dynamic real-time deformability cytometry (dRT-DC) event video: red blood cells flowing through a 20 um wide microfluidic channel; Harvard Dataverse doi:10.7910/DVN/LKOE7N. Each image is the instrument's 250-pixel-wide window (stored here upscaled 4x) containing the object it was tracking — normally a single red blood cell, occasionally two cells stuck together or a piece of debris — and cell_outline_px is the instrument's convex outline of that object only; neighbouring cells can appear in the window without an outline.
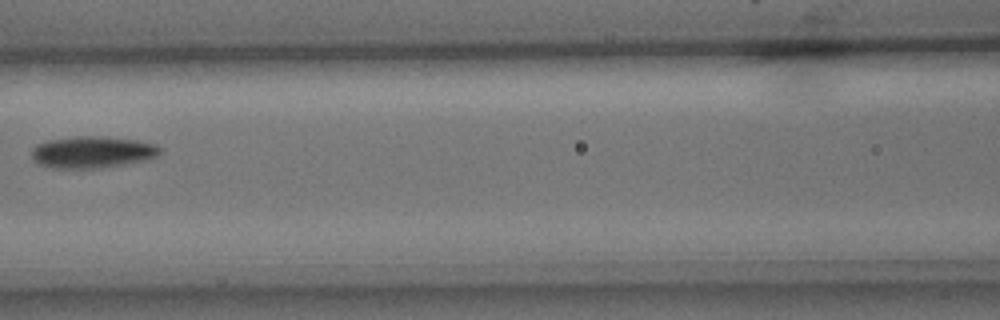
{"species": "common noctule bat (a hibernating species)", "species_latin": "Nyctalus noctula", "temperature_condition": "cold", "stored_images_in_passage": 16, "camera_frame_rate_fps": 3000, "um_per_image_px": 0.085, "animal": {"sex": "male", "body_mass_g": 15.6}, "frame": {"image": 1, "passage_image": 7, "time_ms": 2.0, "image_size_px": [1000, 320], "cell_outline_px": [[160, 152], [156, 156], [148, 160], [100, 168], [52, 168], [36, 164], [32, 160], [32, 148], [36, 144], [48, 140], [76, 136], [104, 136], [136, 140], [156, 144], [160, 148]], "centroid_in_image_um": [7.81, 12.93], "position_along_channel_um": 158.8, "area_um2": 23.99}}
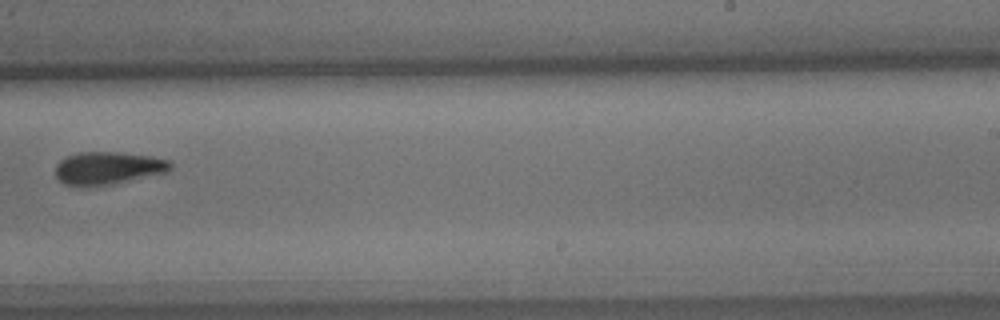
{"frame": {"image": 2, "passage_image": 10, "time_ms": 3.0, "image_size_px": [1000, 320], "cell_outline_px": [[172, 168], [168, 172], [116, 184], [84, 188], [80, 188], [64, 184], [56, 176], [56, 164], [60, 160], [68, 156], [80, 152], [120, 152], [148, 156], [168, 160], [172, 164]], "centroid_in_image_um": [9.16, 14.32], "position_along_channel_um": 279.8, "area_um2": 22.37}}
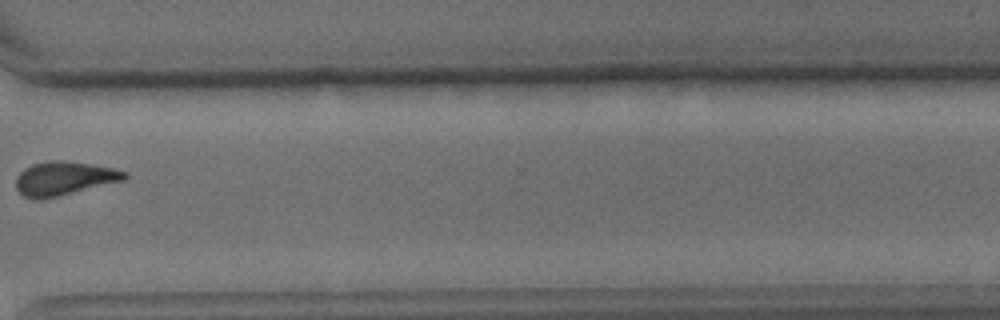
{"frame": {"image": 3, "passage_image": 12, "time_ms": 3.667, "image_size_px": [1000, 320], "cell_outline_px": [[128, 176], [124, 180], [40, 200], [36, 200], [24, 196], [16, 188], [16, 176], [24, 168], [32, 164], [52, 160], [64, 160], [112, 168], [128, 172]], "centroid_in_image_um": [5.41, 15.16], "position_along_channel_um": 365.2, "area_um2": 21.15}}